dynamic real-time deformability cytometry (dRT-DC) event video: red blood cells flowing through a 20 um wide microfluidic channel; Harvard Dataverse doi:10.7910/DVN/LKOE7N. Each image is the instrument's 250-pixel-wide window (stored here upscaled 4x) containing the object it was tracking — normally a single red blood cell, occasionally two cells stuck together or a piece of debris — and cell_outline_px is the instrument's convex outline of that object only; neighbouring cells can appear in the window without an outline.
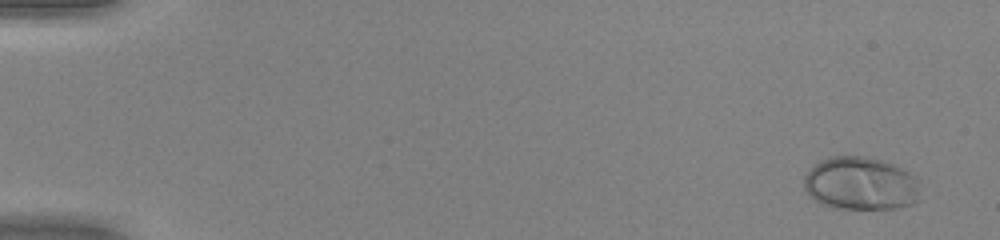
{"species": "human", "species_latin": "Homo sapiens", "temperature_condition": "warm", "stored_images_in_passage": 49, "camera_frame_rate_fps": 3000, "um_per_image_px": 0.085, "donor": {"sex": "female"}, "frame": {"image": 1, "passage_image": 1, "time_ms": 0.0, "image_size_px": [1000, 240], "cell_outline_px": [[920, 180], [916, 200], [912, 204], [896, 208], [832, 208], [820, 204], [808, 196], [804, 188], [804, 176], [820, 160], [828, 156], [864, 156], [884, 160], [916, 176]], "centroid_in_image_um": [73.13, 15.6], "position_along_channel_um": 11.9, "area_um2": 36.13}}
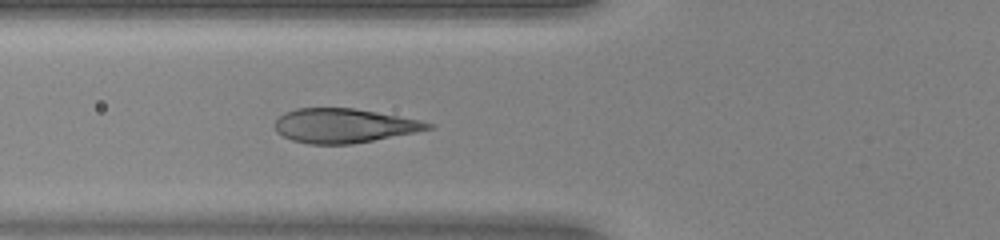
{"frame": {"image": 2, "passage_image": 19, "time_ms": 6.0, "image_size_px": [1000, 240], "cell_outline_px": [[436, 124], [432, 128], [352, 144], [308, 144], [292, 140], [276, 132], [272, 124], [284, 112], [296, 108], [352, 108], [376, 112], [420, 120]], "centroid_in_image_um": [29.16, 10.68], "position_along_channel_um": 96.6, "area_um2": 30.35}}
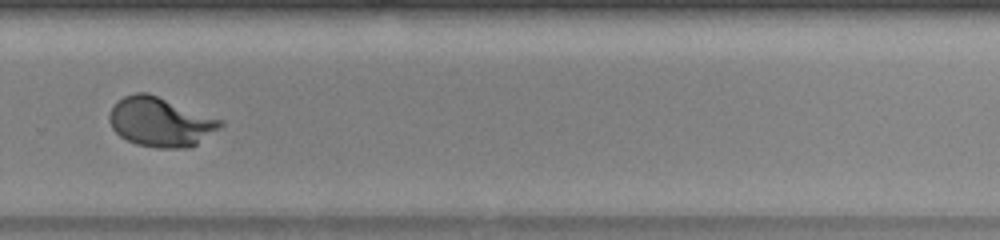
{"frame": {"image": 3, "passage_image": 35, "time_ms": 11.333, "image_size_px": [1000, 240], "cell_outline_px": [[224, 124], [220, 128], [196, 144], [188, 148], [156, 148], [136, 144], [120, 136], [112, 128], [108, 120], [108, 112], [124, 96], [136, 92], [148, 92], [224, 120]], "centroid_in_image_um": [13.64, 10.36], "position_along_channel_um": 316.2, "area_um2": 32.02}, "authors_computed_cell_mechanics": {"area_um2": 31.9056, "velocity_mm_per_s": 4.116, "shape_relaxation_time_tau1_ms": 3.0583, "shape_relaxation_time_tau2_ms": null, "deformation_change_tau1": 0.2175, "deformation_change_tau2": null}}